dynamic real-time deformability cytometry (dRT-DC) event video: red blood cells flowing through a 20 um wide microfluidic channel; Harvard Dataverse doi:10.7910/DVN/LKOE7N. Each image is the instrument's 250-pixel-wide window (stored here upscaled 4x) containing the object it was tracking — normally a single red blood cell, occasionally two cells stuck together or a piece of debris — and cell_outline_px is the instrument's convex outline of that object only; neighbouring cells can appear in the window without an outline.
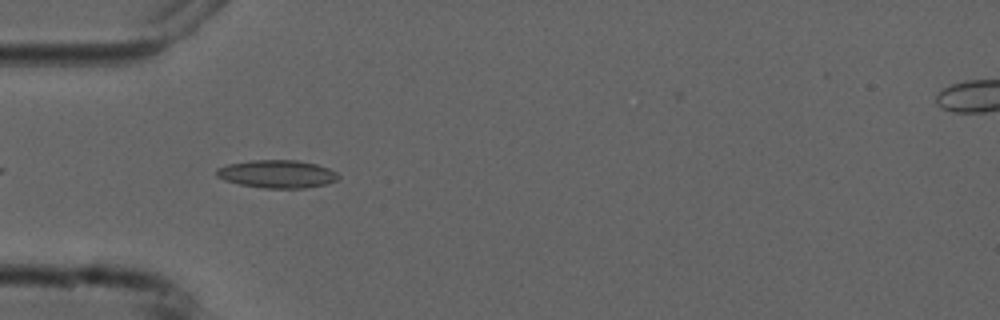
{"species": "common noctule bat (a hibernating species)", "species_latin": "Nyctalus noctula", "temperature_condition": "cold", "stored_images_in_passage": 4, "camera_frame_rate_fps": 3000, "um_per_image_px": 0.085, "animal": {"sex": "male", "forearm_length_mm": 52.5}, "frame": {"image": 1, "passage_image": 3, "time_ms": 3.333, "image_size_px": [1000, 320], "cell_outline_px": [[340, 176], [336, 180], [316, 188], [264, 188], [240, 184], [224, 180], [216, 176], [216, 168], [228, 164], [248, 160], [296, 160], [316, 164], [328, 168], [336, 172]], "centroid_in_image_um": [23.56, 14.79], "position_along_channel_um": 61.4, "area_um2": 20.0}}
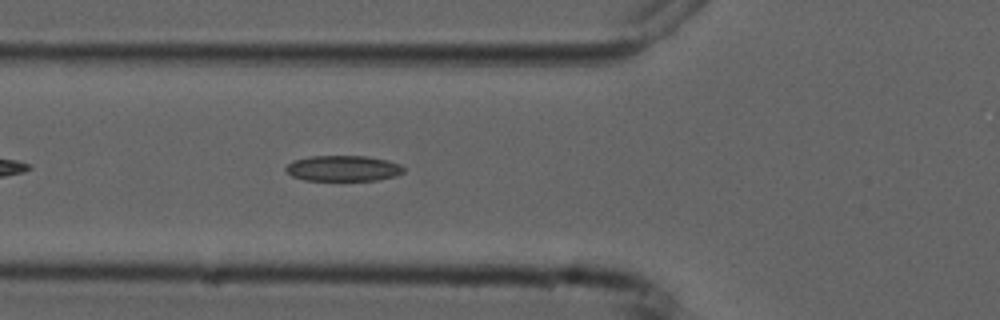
{"frame": {"image": 2, "passage_image": 4, "time_ms": 4.333, "image_size_px": [1000, 320], "cell_outline_px": [[404, 172], [396, 176], [376, 180], [304, 180], [292, 176], [284, 168], [292, 160], [312, 156], [368, 156], [388, 160], [400, 164], [404, 168]], "centroid_in_image_um": [29.18, 14.3], "position_along_channel_um": 96.6, "area_um2": 17.69}}